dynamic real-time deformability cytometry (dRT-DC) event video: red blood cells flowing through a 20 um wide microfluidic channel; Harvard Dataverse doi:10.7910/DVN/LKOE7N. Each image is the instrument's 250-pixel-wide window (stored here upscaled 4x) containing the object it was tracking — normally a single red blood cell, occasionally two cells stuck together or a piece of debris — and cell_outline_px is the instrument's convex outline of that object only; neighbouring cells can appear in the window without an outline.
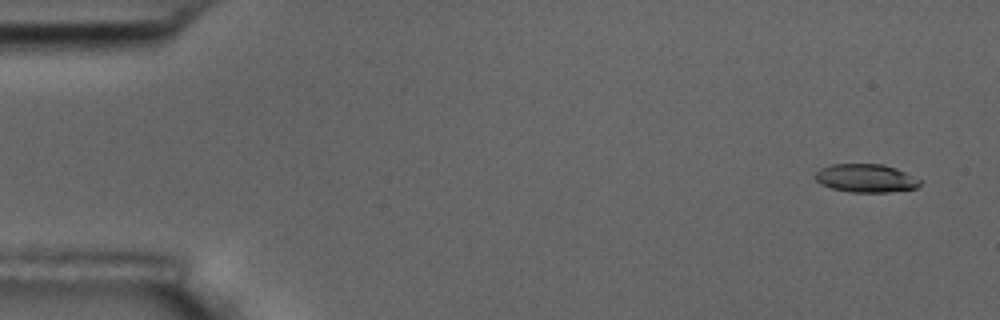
{"species": "common noctule bat (a hibernating species)", "species_latin": "Nyctalus noctula", "temperature_condition": "room temperature", "stored_images_in_passage": 5, "camera_frame_rate_fps": 3000, "um_per_image_px": 0.085, "animal": {"sex": "male", "body_mass_g": 17.5, "forearm_length_mm": 52.3}, "frame": {"image": 1, "passage_image": 1, "time_ms": 0.0, "image_size_px": [1000, 320], "cell_outline_px": [[920, 184], [916, 188], [888, 192], [852, 192], [832, 188], [820, 184], [816, 180], [816, 172], [820, 168], [832, 164], [880, 164], [896, 168], [920, 180]], "centroid_in_image_um": [73.57, 15.14], "position_along_channel_um": 11.4, "area_um2": 17.05}}
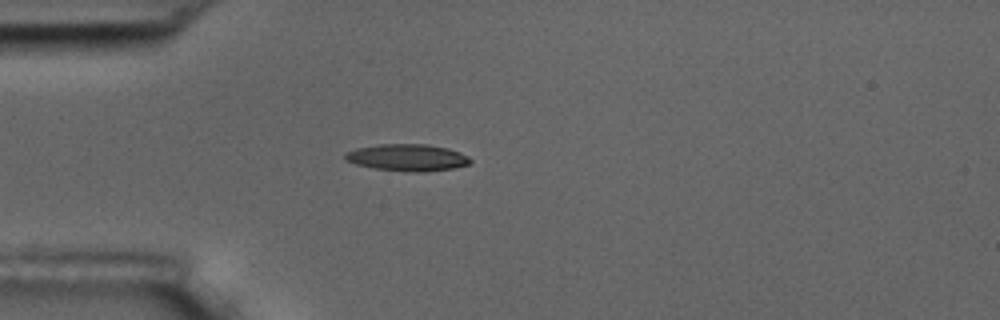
{"frame": {"image": 2, "passage_image": 5, "time_ms": 4.333, "image_size_px": [1000, 320], "cell_outline_px": [[472, 160], [468, 164], [452, 168], [424, 172], [412, 172], [376, 168], [356, 164], [344, 160], [344, 152], [356, 148], [380, 144], [428, 144], [448, 148], [460, 152], [468, 156]], "centroid_in_image_um": [34.61, 13.38], "position_along_channel_um": 50.4, "area_um2": 19.59}}